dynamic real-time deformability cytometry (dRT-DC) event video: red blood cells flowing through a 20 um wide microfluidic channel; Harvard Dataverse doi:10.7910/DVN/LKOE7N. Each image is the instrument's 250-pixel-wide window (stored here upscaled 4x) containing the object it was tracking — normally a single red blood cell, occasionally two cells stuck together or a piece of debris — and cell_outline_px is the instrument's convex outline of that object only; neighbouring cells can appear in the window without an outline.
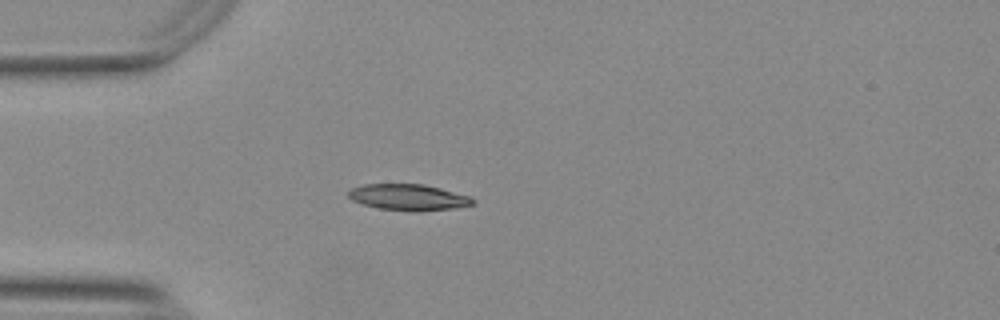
{"species": "Egyptian fruit bat (a non-hibernating species)", "species_latin": "Rousettus aegyptiacus", "temperature_condition": "warm", "stored_images_in_passage": 3, "camera_frame_rate_fps": 3000, "um_per_image_px": 0.085, "animal": {"sex": "female"}, "frame": {"image": 1, "passage_image": 1, "time_ms": 0.0, "image_size_px": [1000, 320], "cell_outline_px": [[476, 200], [472, 204], [456, 208], [420, 212], [376, 208], [352, 200], [348, 196], [348, 192], [352, 188], [364, 184], [424, 184], [472, 196]], "centroid_in_image_um": [34.76, 16.77], "position_along_channel_um": 50.2, "area_um2": 19.13}}